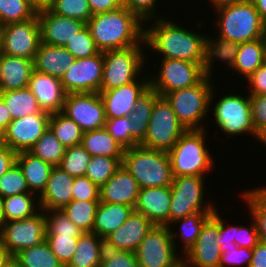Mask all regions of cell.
<instances>
[{
	"label": "cell",
	"instance_id": "55",
	"mask_svg": "<svg viewBox=\"0 0 266 267\" xmlns=\"http://www.w3.org/2000/svg\"><path fill=\"white\" fill-rule=\"evenodd\" d=\"M99 189L88 177H75L72 186V200H100Z\"/></svg>",
	"mask_w": 266,
	"mask_h": 267
},
{
	"label": "cell",
	"instance_id": "44",
	"mask_svg": "<svg viewBox=\"0 0 266 267\" xmlns=\"http://www.w3.org/2000/svg\"><path fill=\"white\" fill-rule=\"evenodd\" d=\"M37 15L27 0H0V24L25 22Z\"/></svg>",
	"mask_w": 266,
	"mask_h": 267
},
{
	"label": "cell",
	"instance_id": "22",
	"mask_svg": "<svg viewBox=\"0 0 266 267\" xmlns=\"http://www.w3.org/2000/svg\"><path fill=\"white\" fill-rule=\"evenodd\" d=\"M171 187L140 188L134 210L143 214L154 225L169 226Z\"/></svg>",
	"mask_w": 266,
	"mask_h": 267
},
{
	"label": "cell",
	"instance_id": "37",
	"mask_svg": "<svg viewBox=\"0 0 266 267\" xmlns=\"http://www.w3.org/2000/svg\"><path fill=\"white\" fill-rule=\"evenodd\" d=\"M0 98L8 108L12 120L42 111L36 97L28 87L0 92Z\"/></svg>",
	"mask_w": 266,
	"mask_h": 267
},
{
	"label": "cell",
	"instance_id": "6",
	"mask_svg": "<svg viewBox=\"0 0 266 267\" xmlns=\"http://www.w3.org/2000/svg\"><path fill=\"white\" fill-rule=\"evenodd\" d=\"M205 133V129L186 130L168 152L174 177L206 176L214 168Z\"/></svg>",
	"mask_w": 266,
	"mask_h": 267
},
{
	"label": "cell",
	"instance_id": "52",
	"mask_svg": "<svg viewBox=\"0 0 266 267\" xmlns=\"http://www.w3.org/2000/svg\"><path fill=\"white\" fill-rule=\"evenodd\" d=\"M221 257L219 267H228V265H245L249 267L253 256V249L231 245L229 247H220Z\"/></svg>",
	"mask_w": 266,
	"mask_h": 267
},
{
	"label": "cell",
	"instance_id": "3",
	"mask_svg": "<svg viewBox=\"0 0 266 267\" xmlns=\"http://www.w3.org/2000/svg\"><path fill=\"white\" fill-rule=\"evenodd\" d=\"M214 89L212 79L205 76L198 84L174 90L164 97L187 130H206L207 126L203 123L207 121L209 112L211 113L212 101L217 98Z\"/></svg>",
	"mask_w": 266,
	"mask_h": 267
},
{
	"label": "cell",
	"instance_id": "59",
	"mask_svg": "<svg viewBox=\"0 0 266 267\" xmlns=\"http://www.w3.org/2000/svg\"><path fill=\"white\" fill-rule=\"evenodd\" d=\"M219 211V233L217 237V242L219 243L220 247H229L235 244V226L234 225H226L225 219L221 218Z\"/></svg>",
	"mask_w": 266,
	"mask_h": 267
},
{
	"label": "cell",
	"instance_id": "39",
	"mask_svg": "<svg viewBox=\"0 0 266 267\" xmlns=\"http://www.w3.org/2000/svg\"><path fill=\"white\" fill-rule=\"evenodd\" d=\"M14 259L22 267H65L52 252L46 241L21 250L14 256Z\"/></svg>",
	"mask_w": 266,
	"mask_h": 267
},
{
	"label": "cell",
	"instance_id": "19",
	"mask_svg": "<svg viewBox=\"0 0 266 267\" xmlns=\"http://www.w3.org/2000/svg\"><path fill=\"white\" fill-rule=\"evenodd\" d=\"M148 75L143 74L138 80L107 91H99L104 104L106 119L129 116L136 101L150 87Z\"/></svg>",
	"mask_w": 266,
	"mask_h": 267
},
{
	"label": "cell",
	"instance_id": "24",
	"mask_svg": "<svg viewBox=\"0 0 266 267\" xmlns=\"http://www.w3.org/2000/svg\"><path fill=\"white\" fill-rule=\"evenodd\" d=\"M28 88L33 92L43 111L50 114L62 112L67 93L60 79L34 70Z\"/></svg>",
	"mask_w": 266,
	"mask_h": 267
},
{
	"label": "cell",
	"instance_id": "69",
	"mask_svg": "<svg viewBox=\"0 0 266 267\" xmlns=\"http://www.w3.org/2000/svg\"><path fill=\"white\" fill-rule=\"evenodd\" d=\"M5 267H22L14 257L10 259V261L6 264Z\"/></svg>",
	"mask_w": 266,
	"mask_h": 267
},
{
	"label": "cell",
	"instance_id": "70",
	"mask_svg": "<svg viewBox=\"0 0 266 267\" xmlns=\"http://www.w3.org/2000/svg\"><path fill=\"white\" fill-rule=\"evenodd\" d=\"M3 203L4 198L0 195V226L3 224Z\"/></svg>",
	"mask_w": 266,
	"mask_h": 267
},
{
	"label": "cell",
	"instance_id": "43",
	"mask_svg": "<svg viewBox=\"0 0 266 267\" xmlns=\"http://www.w3.org/2000/svg\"><path fill=\"white\" fill-rule=\"evenodd\" d=\"M122 160L123 158L93 156L89 161L85 176L100 188L121 166Z\"/></svg>",
	"mask_w": 266,
	"mask_h": 267
},
{
	"label": "cell",
	"instance_id": "35",
	"mask_svg": "<svg viewBox=\"0 0 266 267\" xmlns=\"http://www.w3.org/2000/svg\"><path fill=\"white\" fill-rule=\"evenodd\" d=\"M41 211L39 196L26 192L8 196L3 203V222L33 217Z\"/></svg>",
	"mask_w": 266,
	"mask_h": 267
},
{
	"label": "cell",
	"instance_id": "57",
	"mask_svg": "<svg viewBox=\"0 0 266 267\" xmlns=\"http://www.w3.org/2000/svg\"><path fill=\"white\" fill-rule=\"evenodd\" d=\"M249 96L252 123L256 131L266 124V94Z\"/></svg>",
	"mask_w": 266,
	"mask_h": 267
},
{
	"label": "cell",
	"instance_id": "41",
	"mask_svg": "<svg viewBox=\"0 0 266 267\" xmlns=\"http://www.w3.org/2000/svg\"><path fill=\"white\" fill-rule=\"evenodd\" d=\"M49 128L66 148L79 145L84 134L82 129L62 112L51 114Z\"/></svg>",
	"mask_w": 266,
	"mask_h": 267
},
{
	"label": "cell",
	"instance_id": "16",
	"mask_svg": "<svg viewBox=\"0 0 266 267\" xmlns=\"http://www.w3.org/2000/svg\"><path fill=\"white\" fill-rule=\"evenodd\" d=\"M103 52L88 57L75 59L61 78L65 92H99L103 78Z\"/></svg>",
	"mask_w": 266,
	"mask_h": 267
},
{
	"label": "cell",
	"instance_id": "71",
	"mask_svg": "<svg viewBox=\"0 0 266 267\" xmlns=\"http://www.w3.org/2000/svg\"><path fill=\"white\" fill-rule=\"evenodd\" d=\"M3 54V25L0 24V56Z\"/></svg>",
	"mask_w": 266,
	"mask_h": 267
},
{
	"label": "cell",
	"instance_id": "7",
	"mask_svg": "<svg viewBox=\"0 0 266 267\" xmlns=\"http://www.w3.org/2000/svg\"><path fill=\"white\" fill-rule=\"evenodd\" d=\"M144 45L143 41L138 46L103 52L104 66L100 91L129 84L143 76L142 69L147 60L146 53L143 52Z\"/></svg>",
	"mask_w": 266,
	"mask_h": 267
},
{
	"label": "cell",
	"instance_id": "8",
	"mask_svg": "<svg viewBox=\"0 0 266 267\" xmlns=\"http://www.w3.org/2000/svg\"><path fill=\"white\" fill-rule=\"evenodd\" d=\"M205 176H178L171 184V204L169 225L172 221L192 215L196 212H214L213 202L206 203ZM205 202V203H204Z\"/></svg>",
	"mask_w": 266,
	"mask_h": 267
},
{
	"label": "cell",
	"instance_id": "62",
	"mask_svg": "<svg viewBox=\"0 0 266 267\" xmlns=\"http://www.w3.org/2000/svg\"><path fill=\"white\" fill-rule=\"evenodd\" d=\"M249 267H266V243L260 241L253 248V256Z\"/></svg>",
	"mask_w": 266,
	"mask_h": 267
},
{
	"label": "cell",
	"instance_id": "10",
	"mask_svg": "<svg viewBox=\"0 0 266 267\" xmlns=\"http://www.w3.org/2000/svg\"><path fill=\"white\" fill-rule=\"evenodd\" d=\"M219 100V101H218ZM213 104L212 114L218 130L230 137L234 135H252L255 129L252 123L250 96L240 93H229Z\"/></svg>",
	"mask_w": 266,
	"mask_h": 267
},
{
	"label": "cell",
	"instance_id": "4",
	"mask_svg": "<svg viewBox=\"0 0 266 267\" xmlns=\"http://www.w3.org/2000/svg\"><path fill=\"white\" fill-rule=\"evenodd\" d=\"M217 33L221 38L237 43L266 38V23L251 0L223 7L215 11ZM217 22V23H216Z\"/></svg>",
	"mask_w": 266,
	"mask_h": 267
},
{
	"label": "cell",
	"instance_id": "26",
	"mask_svg": "<svg viewBox=\"0 0 266 267\" xmlns=\"http://www.w3.org/2000/svg\"><path fill=\"white\" fill-rule=\"evenodd\" d=\"M34 60L2 54L0 56V92L28 87Z\"/></svg>",
	"mask_w": 266,
	"mask_h": 267
},
{
	"label": "cell",
	"instance_id": "33",
	"mask_svg": "<svg viewBox=\"0 0 266 267\" xmlns=\"http://www.w3.org/2000/svg\"><path fill=\"white\" fill-rule=\"evenodd\" d=\"M213 215V212H196L192 215L186 216L184 218L177 219L172 221L168 227L171 233V237L174 243L176 250L178 251V243L176 242L179 240L182 242V248L179 251L181 254H185L190 248L196 243L199 234L201 233L202 227L206 223V221ZM179 223L178 231H173L172 225ZM180 233V234H179ZM179 235V239H176Z\"/></svg>",
	"mask_w": 266,
	"mask_h": 267
},
{
	"label": "cell",
	"instance_id": "17",
	"mask_svg": "<svg viewBox=\"0 0 266 267\" xmlns=\"http://www.w3.org/2000/svg\"><path fill=\"white\" fill-rule=\"evenodd\" d=\"M51 114L41 111L11 120L3 131L2 142L15 153L29 151L49 127Z\"/></svg>",
	"mask_w": 266,
	"mask_h": 267
},
{
	"label": "cell",
	"instance_id": "38",
	"mask_svg": "<svg viewBox=\"0 0 266 267\" xmlns=\"http://www.w3.org/2000/svg\"><path fill=\"white\" fill-rule=\"evenodd\" d=\"M100 200H72L61 211L84 232H93Z\"/></svg>",
	"mask_w": 266,
	"mask_h": 267
},
{
	"label": "cell",
	"instance_id": "67",
	"mask_svg": "<svg viewBox=\"0 0 266 267\" xmlns=\"http://www.w3.org/2000/svg\"><path fill=\"white\" fill-rule=\"evenodd\" d=\"M11 258L12 256L7 252V250L0 243V267H5Z\"/></svg>",
	"mask_w": 266,
	"mask_h": 267
},
{
	"label": "cell",
	"instance_id": "60",
	"mask_svg": "<svg viewBox=\"0 0 266 267\" xmlns=\"http://www.w3.org/2000/svg\"><path fill=\"white\" fill-rule=\"evenodd\" d=\"M16 156L17 153L6 144L0 143V177L16 163Z\"/></svg>",
	"mask_w": 266,
	"mask_h": 267
},
{
	"label": "cell",
	"instance_id": "11",
	"mask_svg": "<svg viewBox=\"0 0 266 267\" xmlns=\"http://www.w3.org/2000/svg\"><path fill=\"white\" fill-rule=\"evenodd\" d=\"M178 253L167 225H153L135 251L139 267H178Z\"/></svg>",
	"mask_w": 266,
	"mask_h": 267
},
{
	"label": "cell",
	"instance_id": "13",
	"mask_svg": "<svg viewBox=\"0 0 266 267\" xmlns=\"http://www.w3.org/2000/svg\"><path fill=\"white\" fill-rule=\"evenodd\" d=\"M46 231L45 213L41 210L28 219L3 222L0 226V242L14 257L21 250L45 241Z\"/></svg>",
	"mask_w": 266,
	"mask_h": 267
},
{
	"label": "cell",
	"instance_id": "14",
	"mask_svg": "<svg viewBox=\"0 0 266 267\" xmlns=\"http://www.w3.org/2000/svg\"><path fill=\"white\" fill-rule=\"evenodd\" d=\"M62 113L73 120L83 132L105 127L104 104L99 92L68 93Z\"/></svg>",
	"mask_w": 266,
	"mask_h": 267
},
{
	"label": "cell",
	"instance_id": "64",
	"mask_svg": "<svg viewBox=\"0 0 266 267\" xmlns=\"http://www.w3.org/2000/svg\"><path fill=\"white\" fill-rule=\"evenodd\" d=\"M242 1L244 0H209V2L212 4L211 6H213L212 8L215 9V11L223 7L240 3Z\"/></svg>",
	"mask_w": 266,
	"mask_h": 267
},
{
	"label": "cell",
	"instance_id": "73",
	"mask_svg": "<svg viewBox=\"0 0 266 267\" xmlns=\"http://www.w3.org/2000/svg\"><path fill=\"white\" fill-rule=\"evenodd\" d=\"M178 267H185L184 263L182 262Z\"/></svg>",
	"mask_w": 266,
	"mask_h": 267
},
{
	"label": "cell",
	"instance_id": "12",
	"mask_svg": "<svg viewBox=\"0 0 266 267\" xmlns=\"http://www.w3.org/2000/svg\"><path fill=\"white\" fill-rule=\"evenodd\" d=\"M159 72L150 76V87L160 96L174 90L189 88L198 84L204 77L200 64L177 59H161Z\"/></svg>",
	"mask_w": 266,
	"mask_h": 267
},
{
	"label": "cell",
	"instance_id": "54",
	"mask_svg": "<svg viewBox=\"0 0 266 267\" xmlns=\"http://www.w3.org/2000/svg\"><path fill=\"white\" fill-rule=\"evenodd\" d=\"M157 3L158 0H122V6L135 14L144 24L152 18H160L155 13Z\"/></svg>",
	"mask_w": 266,
	"mask_h": 267
},
{
	"label": "cell",
	"instance_id": "34",
	"mask_svg": "<svg viewBox=\"0 0 266 267\" xmlns=\"http://www.w3.org/2000/svg\"><path fill=\"white\" fill-rule=\"evenodd\" d=\"M80 144L91 157L101 155L110 158H123L125 150V148L109 134L105 127L84 132Z\"/></svg>",
	"mask_w": 266,
	"mask_h": 267
},
{
	"label": "cell",
	"instance_id": "36",
	"mask_svg": "<svg viewBox=\"0 0 266 267\" xmlns=\"http://www.w3.org/2000/svg\"><path fill=\"white\" fill-rule=\"evenodd\" d=\"M160 95L149 87L142 96L136 101L133 111L129 114L132 121V137L140 144L148 130L149 120L155 101Z\"/></svg>",
	"mask_w": 266,
	"mask_h": 267
},
{
	"label": "cell",
	"instance_id": "40",
	"mask_svg": "<svg viewBox=\"0 0 266 267\" xmlns=\"http://www.w3.org/2000/svg\"><path fill=\"white\" fill-rule=\"evenodd\" d=\"M248 190L241 193V198L249 206L250 216L255 220L260 241L266 243V187L256 186Z\"/></svg>",
	"mask_w": 266,
	"mask_h": 267
},
{
	"label": "cell",
	"instance_id": "20",
	"mask_svg": "<svg viewBox=\"0 0 266 267\" xmlns=\"http://www.w3.org/2000/svg\"><path fill=\"white\" fill-rule=\"evenodd\" d=\"M40 23L41 43L65 47L80 32L86 23L70 17L52 13L49 9L37 11Z\"/></svg>",
	"mask_w": 266,
	"mask_h": 267
},
{
	"label": "cell",
	"instance_id": "28",
	"mask_svg": "<svg viewBox=\"0 0 266 267\" xmlns=\"http://www.w3.org/2000/svg\"><path fill=\"white\" fill-rule=\"evenodd\" d=\"M16 164L21 168L29 191L40 196L47 186L54 166L29 151L17 153Z\"/></svg>",
	"mask_w": 266,
	"mask_h": 267
},
{
	"label": "cell",
	"instance_id": "53",
	"mask_svg": "<svg viewBox=\"0 0 266 267\" xmlns=\"http://www.w3.org/2000/svg\"><path fill=\"white\" fill-rule=\"evenodd\" d=\"M100 267H139L135 253L105 248Z\"/></svg>",
	"mask_w": 266,
	"mask_h": 267
},
{
	"label": "cell",
	"instance_id": "5",
	"mask_svg": "<svg viewBox=\"0 0 266 267\" xmlns=\"http://www.w3.org/2000/svg\"><path fill=\"white\" fill-rule=\"evenodd\" d=\"M121 165L136 179L140 188L171 186L173 182L168 152L140 145L126 148Z\"/></svg>",
	"mask_w": 266,
	"mask_h": 267
},
{
	"label": "cell",
	"instance_id": "29",
	"mask_svg": "<svg viewBox=\"0 0 266 267\" xmlns=\"http://www.w3.org/2000/svg\"><path fill=\"white\" fill-rule=\"evenodd\" d=\"M209 37L210 35L206 36L205 39L204 61L202 68L204 75L212 79L214 76L212 73L214 71L213 66L215 64V60L217 59L219 62L222 61L225 65H227L226 68L232 70L236 61L239 43L219 36L214 37L215 39L213 37Z\"/></svg>",
	"mask_w": 266,
	"mask_h": 267
},
{
	"label": "cell",
	"instance_id": "15",
	"mask_svg": "<svg viewBox=\"0 0 266 267\" xmlns=\"http://www.w3.org/2000/svg\"><path fill=\"white\" fill-rule=\"evenodd\" d=\"M41 44V30L37 15L25 22L3 26V54L34 60Z\"/></svg>",
	"mask_w": 266,
	"mask_h": 267
},
{
	"label": "cell",
	"instance_id": "32",
	"mask_svg": "<svg viewBox=\"0 0 266 267\" xmlns=\"http://www.w3.org/2000/svg\"><path fill=\"white\" fill-rule=\"evenodd\" d=\"M104 249V239L96 233L84 232L78 238L75 253L66 267H100Z\"/></svg>",
	"mask_w": 266,
	"mask_h": 267
},
{
	"label": "cell",
	"instance_id": "51",
	"mask_svg": "<svg viewBox=\"0 0 266 267\" xmlns=\"http://www.w3.org/2000/svg\"><path fill=\"white\" fill-rule=\"evenodd\" d=\"M45 241L59 261L66 267L75 253L78 238L73 236H46Z\"/></svg>",
	"mask_w": 266,
	"mask_h": 267
},
{
	"label": "cell",
	"instance_id": "65",
	"mask_svg": "<svg viewBox=\"0 0 266 267\" xmlns=\"http://www.w3.org/2000/svg\"><path fill=\"white\" fill-rule=\"evenodd\" d=\"M258 13L260 14L261 19L266 23V0H251Z\"/></svg>",
	"mask_w": 266,
	"mask_h": 267
},
{
	"label": "cell",
	"instance_id": "2",
	"mask_svg": "<svg viewBox=\"0 0 266 267\" xmlns=\"http://www.w3.org/2000/svg\"><path fill=\"white\" fill-rule=\"evenodd\" d=\"M86 25L100 52L138 46L144 41L143 22L123 6L93 15Z\"/></svg>",
	"mask_w": 266,
	"mask_h": 267
},
{
	"label": "cell",
	"instance_id": "1",
	"mask_svg": "<svg viewBox=\"0 0 266 267\" xmlns=\"http://www.w3.org/2000/svg\"><path fill=\"white\" fill-rule=\"evenodd\" d=\"M160 17L162 18L147 21H154L150 27L147 23L144 24L145 46L154 50L152 53L156 52L161 59L185 60L202 66L207 35L181 27V24L178 25L161 14Z\"/></svg>",
	"mask_w": 266,
	"mask_h": 267
},
{
	"label": "cell",
	"instance_id": "72",
	"mask_svg": "<svg viewBox=\"0 0 266 267\" xmlns=\"http://www.w3.org/2000/svg\"><path fill=\"white\" fill-rule=\"evenodd\" d=\"M2 140H3V132L0 129V143L2 142Z\"/></svg>",
	"mask_w": 266,
	"mask_h": 267
},
{
	"label": "cell",
	"instance_id": "21",
	"mask_svg": "<svg viewBox=\"0 0 266 267\" xmlns=\"http://www.w3.org/2000/svg\"><path fill=\"white\" fill-rule=\"evenodd\" d=\"M153 223L135 210L117 230L104 238L105 248L135 253Z\"/></svg>",
	"mask_w": 266,
	"mask_h": 267
},
{
	"label": "cell",
	"instance_id": "68",
	"mask_svg": "<svg viewBox=\"0 0 266 267\" xmlns=\"http://www.w3.org/2000/svg\"><path fill=\"white\" fill-rule=\"evenodd\" d=\"M254 138L258 139L260 143L266 145V124L256 130Z\"/></svg>",
	"mask_w": 266,
	"mask_h": 267
},
{
	"label": "cell",
	"instance_id": "30",
	"mask_svg": "<svg viewBox=\"0 0 266 267\" xmlns=\"http://www.w3.org/2000/svg\"><path fill=\"white\" fill-rule=\"evenodd\" d=\"M266 62V38L240 43L232 71L247 79Z\"/></svg>",
	"mask_w": 266,
	"mask_h": 267
},
{
	"label": "cell",
	"instance_id": "46",
	"mask_svg": "<svg viewBox=\"0 0 266 267\" xmlns=\"http://www.w3.org/2000/svg\"><path fill=\"white\" fill-rule=\"evenodd\" d=\"M91 155L79 144L66 148L65 154L59 165L72 177L85 176Z\"/></svg>",
	"mask_w": 266,
	"mask_h": 267
},
{
	"label": "cell",
	"instance_id": "9",
	"mask_svg": "<svg viewBox=\"0 0 266 267\" xmlns=\"http://www.w3.org/2000/svg\"><path fill=\"white\" fill-rule=\"evenodd\" d=\"M186 130L179 122L171 104L165 97L160 96L153 106L147 134L139 145L169 152Z\"/></svg>",
	"mask_w": 266,
	"mask_h": 267
},
{
	"label": "cell",
	"instance_id": "47",
	"mask_svg": "<svg viewBox=\"0 0 266 267\" xmlns=\"http://www.w3.org/2000/svg\"><path fill=\"white\" fill-rule=\"evenodd\" d=\"M48 9L54 14L85 23L93 16L88 0H52Z\"/></svg>",
	"mask_w": 266,
	"mask_h": 267
},
{
	"label": "cell",
	"instance_id": "23",
	"mask_svg": "<svg viewBox=\"0 0 266 267\" xmlns=\"http://www.w3.org/2000/svg\"><path fill=\"white\" fill-rule=\"evenodd\" d=\"M140 187L136 179L122 165L100 187V201L132 206L134 208Z\"/></svg>",
	"mask_w": 266,
	"mask_h": 267
},
{
	"label": "cell",
	"instance_id": "42",
	"mask_svg": "<svg viewBox=\"0 0 266 267\" xmlns=\"http://www.w3.org/2000/svg\"><path fill=\"white\" fill-rule=\"evenodd\" d=\"M65 151L66 147L55 137L49 127L29 150L30 153L52 166L60 165Z\"/></svg>",
	"mask_w": 266,
	"mask_h": 267
},
{
	"label": "cell",
	"instance_id": "49",
	"mask_svg": "<svg viewBox=\"0 0 266 267\" xmlns=\"http://www.w3.org/2000/svg\"><path fill=\"white\" fill-rule=\"evenodd\" d=\"M30 192L21 168L15 163L0 177V195L5 198Z\"/></svg>",
	"mask_w": 266,
	"mask_h": 267
},
{
	"label": "cell",
	"instance_id": "45",
	"mask_svg": "<svg viewBox=\"0 0 266 267\" xmlns=\"http://www.w3.org/2000/svg\"><path fill=\"white\" fill-rule=\"evenodd\" d=\"M46 236H73L79 238L84 231L76 226L61 210L44 211Z\"/></svg>",
	"mask_w": 266,
	"mask_h": 267
},
{
	"label": "cell",
	"instance_id": "63",
	"mask_svg": "<svg viewBox=\"0 0 266 267\" xmlns=\"http://www.w3.org/2000/svg\"><path fill=\"white\" fill-rule=\"evenodd\" d=\"M11 115L4 101L0 98V129L3 132L11 121Z\"/></svg>",
	"mask_w": 266,
	"mask_h": 267
},
{
	"label": "cell",
	"instance_id": "18",
	"mask_svg": "<svg viewBox=\"0 0 266 267\" xmlns=\"http://www.w3.org/2000/svg\"><path fill=\"white\" fill-rule=\"evenodd\" d=\"M219 212L217 209L202 227L196 243L183 256L185 267H219L221 250L217 242Z\"/></svg>",
	"mask_w": 266,
	"mask_h": 267
},
{
	"label": "cell",
	"instance_id": "61",
	"mask_svg": "<svg viewBox=\"0 0 266 267\" xmlns=\"http://www.w3.org/2000/svg\"><path fill=\"white\" fill-rule=\"evenodd\" d=\"M92 15L115 10L122 6V0H88Z\"/></svg>",
	"mask_w": 266,
	"mask_h": 267
},
{
	"label": "cell",
	"instance_id": "66",
	"mask_svg": "<svg viewBox=\"0 0 266 267\" xmlns=\"http://www.w3.org/2000/svg\"><path fill=\"white\" fill-rule=\"evenodd\" d=\"M27 1L36 9V11L48 9L52 2V0H27Z\"/></svg>",
	"mask_w": 266,
	"mask_h": 267
},
{
	"label": "cell",
	"instance_id": "27",
	"mask_svg": "<svg viewBox=\"0 0 266 267\" xmlns=\"http://www.w3.org/2000/svg\"><path fill=\"white\" fill-rule=\"evenodd\" d=\"M74 60L66 48L41 43L34 58V70L61 80Z\"/></svg>",
	"mask_w": 266,
	"mask_h": 267
},
{
	"label": "cell",
	"instance_id": "56",
	"mask_svg": "<svg viewBox=\"0 0 266 267\" xmlns=\"http://www.w3.org/2000/svg\"><path fill=\"white\" fill-rule=\"evenodd\" d=\"M251 219L252 222L249 224V228L243 225H235L234 240L238 247L253 249L260 242L255 220L252 217Z\"/></svg>",
	"mask_w": 266,
	"mask_h": 267
},
{
	"label": "cell",
	"instance_id": "25",
	"mask_svg": "<svg viewBox=\"0 0 266 267\" xmlns=\"http://www.w3.org/2000/svg\"><path fill=\"white\" fill-rule=\"evenodd\" d=\"M74 177L61 167L54 166L47 186L39 196L41 210H61L72 201V186Z\"/></svg>",
	"mask_w": 266,
	"mask_h": 267
},
{
	"label": "cell",
	"instance_id": "58",
	"mask_svg": "<svg viewBox=\"0 0 266 267\" xmlns=\"http://www.w3.org/2000/svg\"><path fill=\"white\" fill-rule=\"evenodd\" d=\"M246 81L250 84L251 91L249 95L266 94V62L262 64Z\"/></svg>",
	"mask_w": 266,
	"mask_h": 267
},
{
	"label": "cell",
	"instance_id": "48",
	"mask_svg": "<svg viewBox=\"0 0 266 267\" xmlns=\"http://www.w3.org/2000/svg\"><path fill=\"white\" fill-rule=\"evenodd\" d=\"M64 48H66L75 59L92 57L100 52L96 47L87 25L80 32L76 33Z\"/></svg>",
	"mask_w": 266,
	"mask_h": 267
},
{
	"label": "cell",
	"instance_id": "50",
	"mask_svg": "<svg viewBox=\"0 0 266 267\" xmlns=\"http://www.w3.org/2000/svg\"><path fill=\"white\" fill-rule=\"evenodd\" d=\"M132 121L129 116L106 119L105 128L109 134L125 149L138 146L139 143L132 137Z\"/></svg>",
	"mask_w": 266,
	"mask_h": 267
},
{
	"label": "cell",
	"instance_id": "31",
	"mask_svg": "<svg viewBox=\"0 0 266 267\" xmlns=\"http://www.w3.org/2000/svg\"><path fill=\"white\" fill-rule=\"evenodd\" d=\"M134 208L128 205L99 202L93 233L104 239L125 223Z\"/></svg>",
	"mask_w": 266,
	"mask_h": 267
}]
</instances>
